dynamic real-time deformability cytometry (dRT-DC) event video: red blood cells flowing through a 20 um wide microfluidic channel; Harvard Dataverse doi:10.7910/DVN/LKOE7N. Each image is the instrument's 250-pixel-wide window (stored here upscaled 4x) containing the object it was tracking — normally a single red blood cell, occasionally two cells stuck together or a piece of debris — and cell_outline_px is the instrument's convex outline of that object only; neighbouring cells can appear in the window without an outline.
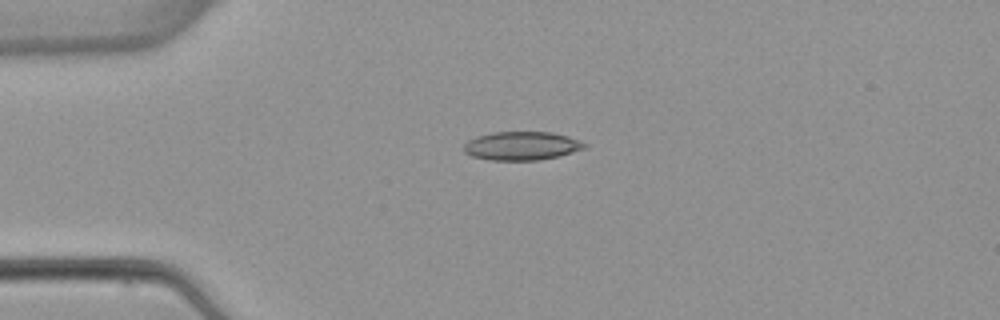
{"species": "common noctule bat (a hibernating species)", "species_latin": "Nyctalus noctula", "temperature_condition": "warm", "stored_images_in_passage": 2, "camera_frame_rate_fps": 3000, "um_per_image_px": 0.085, "animal": {"sex": "female", "body_mass_g": 22.7, "forearm_length_mm": 54.2}, "frame": {"image": 1, "passage_image": 1, "time_ms": 0.0, "image_size_px": [1000, 320], "cell_outline_px": [[588, 144], [584, 148], [560, 156], [540, 160], [488, 160], [472, 156], [464, 152], [464, 144], [468, 140], [476, 136], [492, 132], [552, 132], [568, 136], [580, 140]], "centroid_in_image_um": [44.34, 12.4], "position_along_channel_um": 40.7, "area_um2": 20.23}}